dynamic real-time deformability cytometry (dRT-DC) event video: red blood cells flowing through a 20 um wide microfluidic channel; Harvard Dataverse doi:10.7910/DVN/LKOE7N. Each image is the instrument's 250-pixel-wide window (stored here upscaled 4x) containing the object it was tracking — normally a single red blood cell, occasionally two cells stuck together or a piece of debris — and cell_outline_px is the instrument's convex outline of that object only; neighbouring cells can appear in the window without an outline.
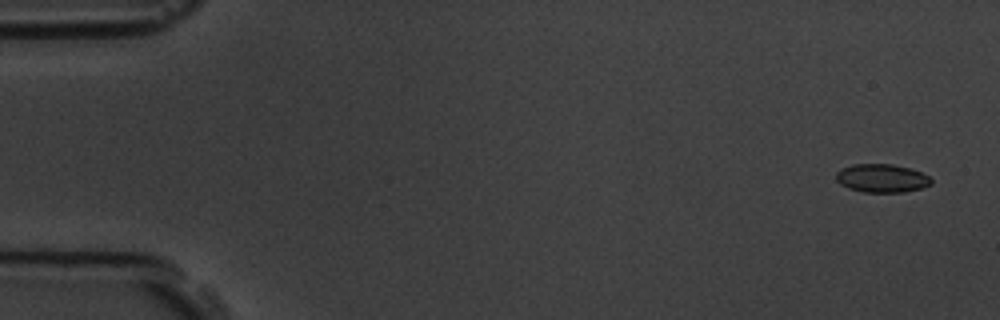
{"species": "common noctule bat (a hibernating species)", "species_latin": "Nyctalus noctula", "temperature_condition": "room temperature", "stored_images_in_passage": 5, "camera_frame_rate_fps": 3000, "um_per_image_px": 0.085, "animal": {"sex": "male", "body_mass_g": 19.5, "forearm_length_mm": 54.6}, "frame": {"image": 1, "passage_image": 1, "time_ms": 0.0, "image_size_px": [1000, 320], "cell_outline_px": [[932, 184], [920, 188], [904, 192], [864, 192], [848, 188], [840, 184], [836, 180], [836, 172], [840, 168], [852, 164], [892, 164], [908, 168], [920, 172], [928, 176], [932, 180]], "centroid_in_image_um": [74.91, 15.15], "position_along_channel_um": 10.1, "area_um2": 15.72}}
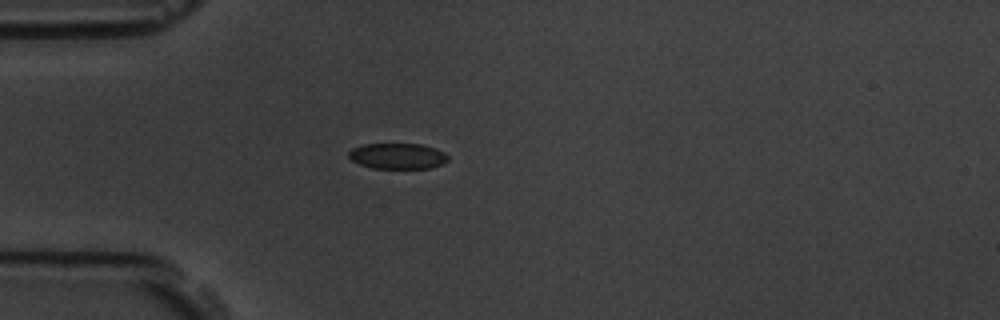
{"frame": {"image": 2, "passage_image": 5, "time_ms": 4.333, "image_size_px": [1000, 320], "cell_outline_px": [[448, 160], [444, 164], [428, 168], [372, 168], [360, 164], [352, 160], [348, 156], [348, 152], [352, 148], [364, 144], [420, 144], [436, 148], [444, 152], [448, 156]], "centroid_in_image_um": [33.81, 13.26], "position_along_channel_um": 51.2, "area_um2": 14.91}}